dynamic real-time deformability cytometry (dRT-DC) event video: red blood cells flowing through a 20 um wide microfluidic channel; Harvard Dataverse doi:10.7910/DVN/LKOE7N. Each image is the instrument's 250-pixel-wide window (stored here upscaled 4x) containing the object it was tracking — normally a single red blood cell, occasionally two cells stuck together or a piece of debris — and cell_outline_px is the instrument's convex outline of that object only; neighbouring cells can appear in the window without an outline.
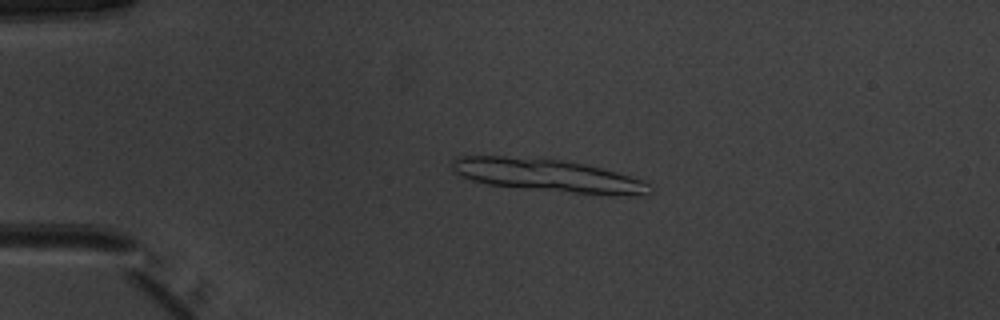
{"species": "common noctule bat (a hibernating species)", "species_latin": "Nyctalus noctula", "temperature_condition": "warm", "stored_images_in_passage": 20, "segment_of_instrument_passage": [1, 2], "camera_frame_rate_fps": 3000, "um_per_image_px": 0.085, "animal": {"sex": "male", "body_mass_g": 20.1, "forearm_length_mm": 53.5}, "frame": {"image": 1, "passage_image": 12, "time_ms": 3.667, "image_size_px": [1000, 320], "cell_outline_px": [[652, 192], [644, 196], [608, 196], [524, 188], [488, 184], [472, 180], [460, 176], [452, 172], [452, 160], [456, 156], [504, 156], [564, 160], [584, 164], [616, 172], [644, 180], [648, 184]], "centroid_in_image_um": [46.6, 14.93], "position_along_channel_um": 38.4, "area_um2": 37.92}}